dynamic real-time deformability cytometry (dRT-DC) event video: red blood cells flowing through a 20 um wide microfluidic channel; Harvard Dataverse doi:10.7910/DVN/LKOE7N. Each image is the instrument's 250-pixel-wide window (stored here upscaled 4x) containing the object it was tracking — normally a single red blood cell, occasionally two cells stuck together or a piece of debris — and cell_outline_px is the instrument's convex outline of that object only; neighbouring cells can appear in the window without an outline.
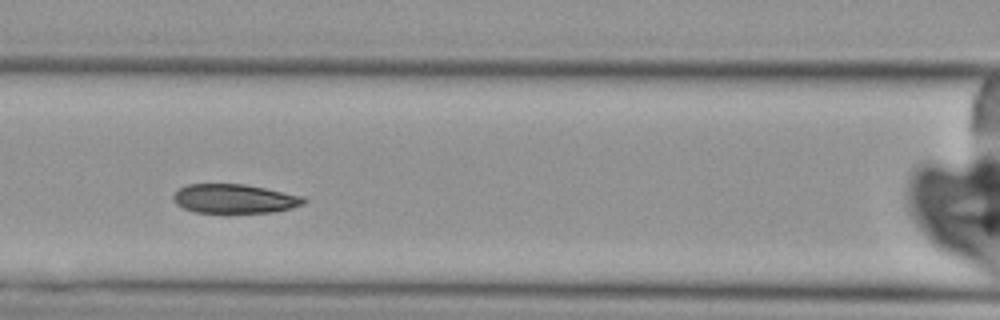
{"species": "Egyptian fruit bat (a non-hibernating species)", "species_latin": "Rousettus aegyptiacus", "temperature_condition": "cold", "stored_images_in_passage": 4, "camera_frame_rate_fps": 3000, "um_per_image_px": 0.085, "animal": {"sex": "female"}, "frame": {"image": 1, "passage_image": 3, "time_ms": 3.333, "image_size_px": [1000, 320], "cell_outline_px": [[308, 200], [304, 204], [292, 208], [272, 212], [224, 216], [196, 212], [184, 208], [176, 204], [172, 200], [172, 196], [180, 188], [188, 184], [244, 184], [304, 196]], "centroid_in_image_um": [19.93, 16.94], "position_along_channel_um": 146.7, "area_um2": 23.12}}